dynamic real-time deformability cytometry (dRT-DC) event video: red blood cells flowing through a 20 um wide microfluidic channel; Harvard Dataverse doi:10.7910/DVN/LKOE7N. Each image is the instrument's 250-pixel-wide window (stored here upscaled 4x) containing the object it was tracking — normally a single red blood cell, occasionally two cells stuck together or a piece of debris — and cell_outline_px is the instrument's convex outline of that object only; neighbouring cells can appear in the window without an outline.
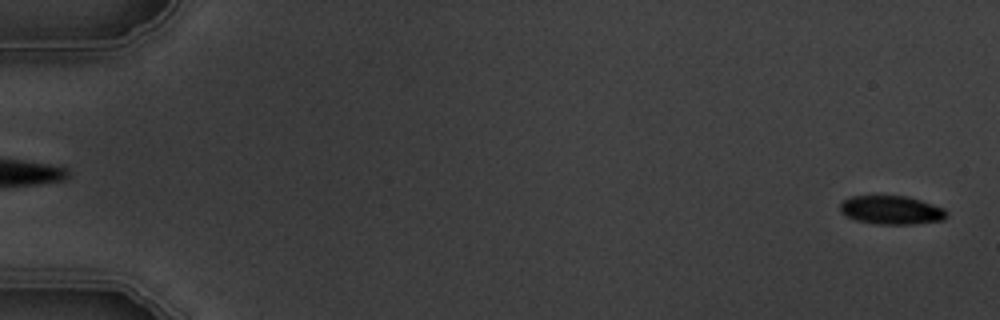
{"species": "common noctule bat (a hibernating species)", "species_latin": "Nyctalus noctula", "temperature_condition": "warm", "stored_images_in_passage": 6, "segment_of_instrument_passage": [2, 2], "camera_frame_rate_fps": 3000, "um_per_image_px": 0.085, "animal": {"sex": "male", "body_mass_g": 19.5, "forearm_length_mm": 54.6}, "frame": {"image": 1, "passage_image": 6, "time_ms": 6.667, "image_size_px": [1000, 320], "cell_outline_px": [[948, 216], [944, 220], [912, 224], [880, 224], [856, 220], [840, 212], [840, 204], [844, 200], [852, 196], [908, 196], [944, 208], [948, 212]], "centroid_in_image_um": [75.8, 17.85], "position_along_channel_um": 9.2, "area_um2": 17.69}}